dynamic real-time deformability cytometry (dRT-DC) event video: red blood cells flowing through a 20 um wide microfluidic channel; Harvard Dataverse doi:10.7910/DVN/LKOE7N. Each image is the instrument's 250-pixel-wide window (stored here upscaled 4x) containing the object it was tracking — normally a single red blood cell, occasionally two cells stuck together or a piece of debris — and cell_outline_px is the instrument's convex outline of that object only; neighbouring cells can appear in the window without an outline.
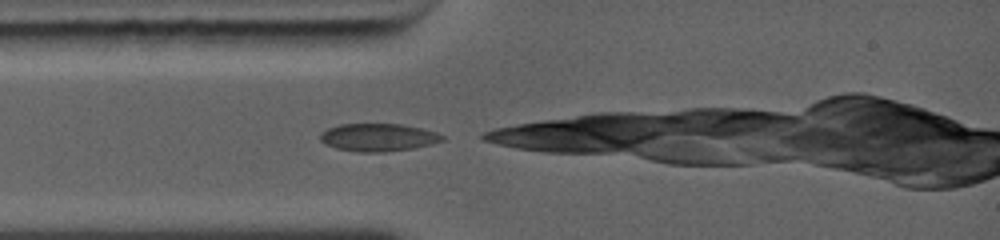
{"species": "common noctule bat (a hibernating species)", "species_latin": "Nyctalus noctula", "temperature_condition": "warm", "stored_images_in_passage": 20, "camera_frame_rate_fps": 5000, "um_per_image_px": 0.085, "animal": {"sex": "female", "body_mass_g": 19.0, "forearm_length_mm": 56.7}, "frame": {"image": 1, "passage_image": 1, "time_ms": 0.0, "image_size_px": [1000, 240], "cell_outline_px": [[444, 140], [432, 144], [412, 148], [384, 152], [356, 152], [336, 148], [324, 144], [320, 140], [320, 132], [328, 128], [340, 124], [400, 124], [420, 128], [436, 132], [444, 136]], "centroid_in_image_um": [32.11, 11.68], "position_along_channel_um": 52.9, "area_um2": 19.77}}